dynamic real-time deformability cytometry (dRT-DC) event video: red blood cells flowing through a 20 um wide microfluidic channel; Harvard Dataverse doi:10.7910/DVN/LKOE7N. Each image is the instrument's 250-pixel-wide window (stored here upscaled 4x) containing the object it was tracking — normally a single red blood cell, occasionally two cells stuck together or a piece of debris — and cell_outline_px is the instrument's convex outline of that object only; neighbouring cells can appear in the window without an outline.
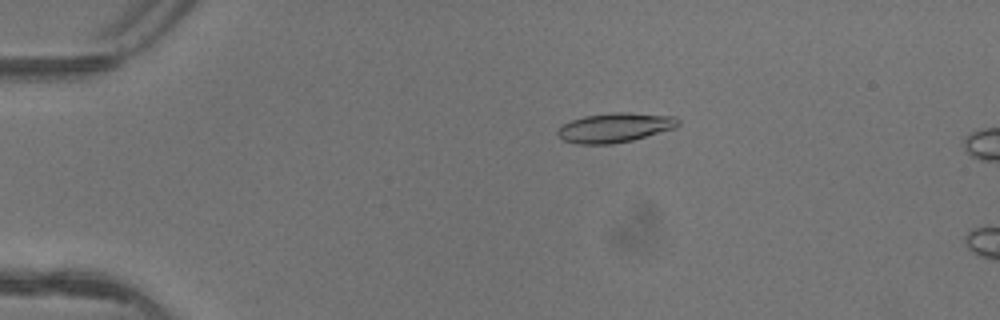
{"species": "common noctule bat (a hibernating species)", "species_latin": "Nyctalus noctula", "temperature_condition": "warm", "stored_images_in_passage": 2, "camera_frame_rate_fps": 3000, "um_per_image_px": 0.085, "animal": {"sex": "female"}, "frame": {"image": 1, "passage_image": 1, "time_ms": 0.0, "image_size_px": [1000, 320], "cell_outline_px": [[680, 124], [676, 128], [632, 140], [612, 144], [576, 144], [564, 140], [556, 132], [564, 124], [572, 120], [584, 116], [612, 112], [628, 112], [676, 116], [680, 120]], "centroid_in_image_um": [52.32, 10.84], "position_along_channel_um": 32.7, "area_um2": 20.75}}